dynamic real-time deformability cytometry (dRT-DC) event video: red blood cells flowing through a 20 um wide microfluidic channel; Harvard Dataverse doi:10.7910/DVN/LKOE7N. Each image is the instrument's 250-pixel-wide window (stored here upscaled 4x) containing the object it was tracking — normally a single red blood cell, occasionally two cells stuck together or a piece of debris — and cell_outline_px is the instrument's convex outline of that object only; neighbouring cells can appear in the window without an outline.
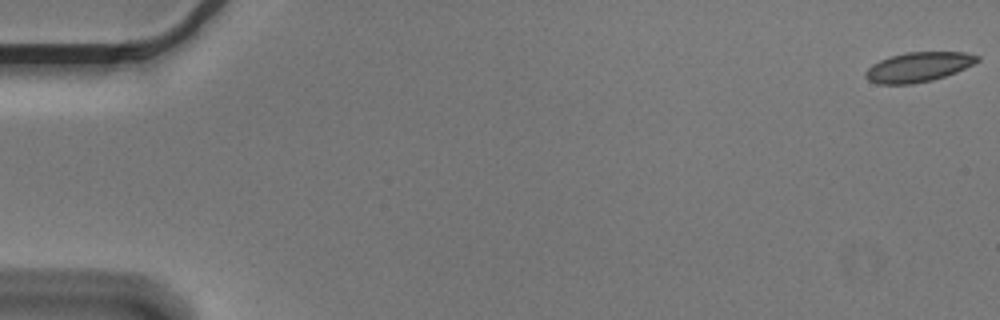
{"species": "Egyptian fruit bat (a non-hibernating species)", "species_latin": "Rousettus aegyptiacus", "temperature_condition": "cold", "stored_images_in_passage": 5, "camera_frame_rate_fps": 3000, "um_per_image_px": 0.085, "animal": {"sex": "male"}, "frame": {"image": 1, "passage_image": 1, "time_ms": 0.0, "image_size_px": [1000, 320], "cell_outline_px": [[980, 60], [956, 72], [932, 80], [912, 84], [876, 84], [868, 80], [864, 76], [864, 72], [872, 64], [880, 60], [904, 52], [964, 52], [980, 56]], "centroid_in_image_um": [78.03, 5.7], "position_along_channel_um": 7.0, "area_um2": 19.31}}
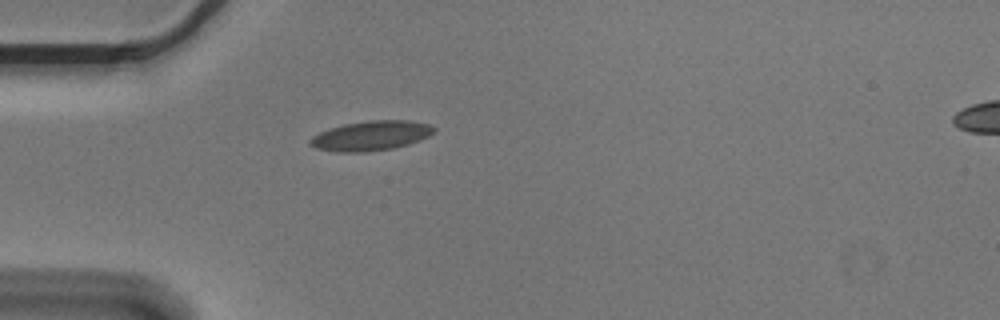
{"frame": {"image": 2, "passage_image": 5, "time_ms": 1.333, "image_size_px": [1000, 320], "cell_outline_px": [[436, 132], [420, 140], [408, 144], [392, 148], [368, 152], [336, 152], [316, 148], [308, 144], [308, 140], [312, 136], [328, 128], [344, 124], [368, 120], [408, 120], [428, 124], [436, 128]], "centroid_in_image_um": [31.51, 11.53], "position_along_channel_um": 53.5, "area_um2": 21.62}}